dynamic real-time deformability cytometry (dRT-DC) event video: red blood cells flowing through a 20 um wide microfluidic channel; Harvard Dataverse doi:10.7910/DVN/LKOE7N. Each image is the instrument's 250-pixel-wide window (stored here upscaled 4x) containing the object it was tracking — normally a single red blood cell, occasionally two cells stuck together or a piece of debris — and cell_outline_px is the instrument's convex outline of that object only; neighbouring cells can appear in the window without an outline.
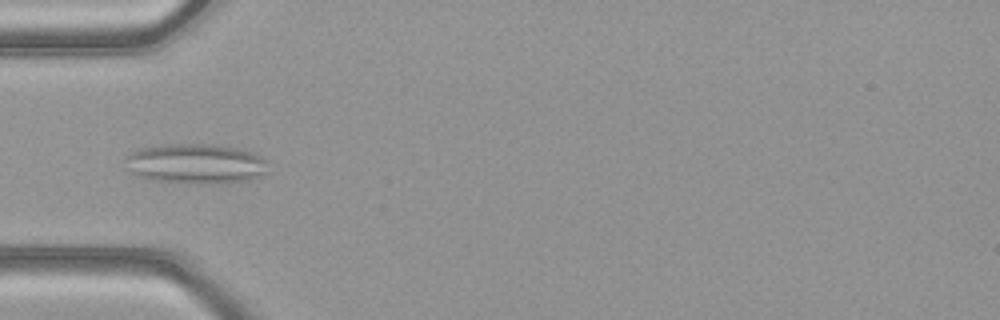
{"species": "common noctule bat (a hibernating species)", "species_latin": "Nyctalus noctula", "temperature_condition": "warm", "stored_images_in_passage": 48, "segment_of_instrument_passage": [1, 2], "camera_frame_rate_fps": 3000, "um_per_image_px": 0.085, "animal": {"sex": "female", "body_mass_g": 21.9}, "frame": {"image": 1, "passage_image": 15, "time_ms": 4.667, "image_size_px": [1000, 320], "cell_outline_px": [[268, 172], [252, 180], [224, 184], [184, 184], [152, 180], [136, 176], [132, 172], [124, 156], [140, 148], [160, 144], [212, 144], [236, 148], [252, 152], [268, 160]], "centroid_in_image_um": [16.68, 13.94], "position_along_channel_um": 68.3, "area_um2": 34.04}}